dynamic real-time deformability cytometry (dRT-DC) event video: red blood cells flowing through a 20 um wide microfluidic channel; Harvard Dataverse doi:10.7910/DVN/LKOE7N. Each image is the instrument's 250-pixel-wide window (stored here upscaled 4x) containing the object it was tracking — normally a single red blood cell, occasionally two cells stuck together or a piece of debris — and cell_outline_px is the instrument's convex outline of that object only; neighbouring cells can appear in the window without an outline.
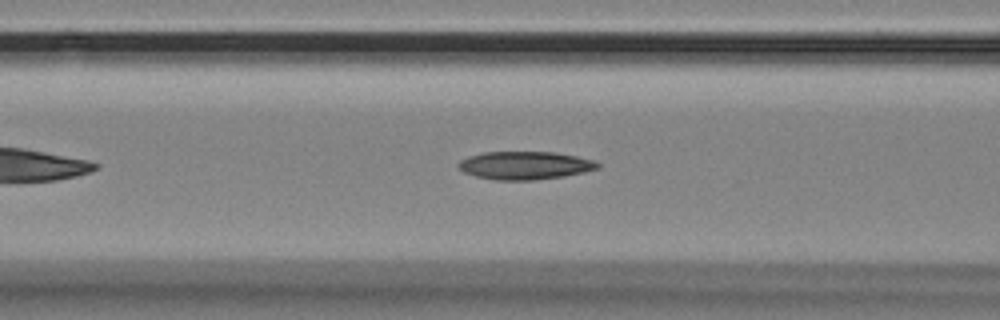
{"species": "Egyptian fruit bat (a non-hibernating species)", "species_latin": "Rousettus aegyptiacus", "temperature_condition": "room temperature", "stored_images_in_passage": 35, "camera_frame_rate_fps": 3000, "um_per_image_px": 0.085, "animal": {"sex": "female"}, "frame": {"image": 1, "passage_image": 11, "time_ms": 3.333, "image_size_px": [1000, 320], "cell_outline_px": [[600, 168], [584, 172], [564, 176], [536, 180], [496, 180], [476, 176], [464, 172], [456, 164], [460, 160], [468, 156], [484, 152], [556, 152], [576, 156], [592, 160], [600, 164]], "centroid_in_image_um": [44.62, 14.06], "position_along_channel_um": 122.0, "area_um2": 22.77}}
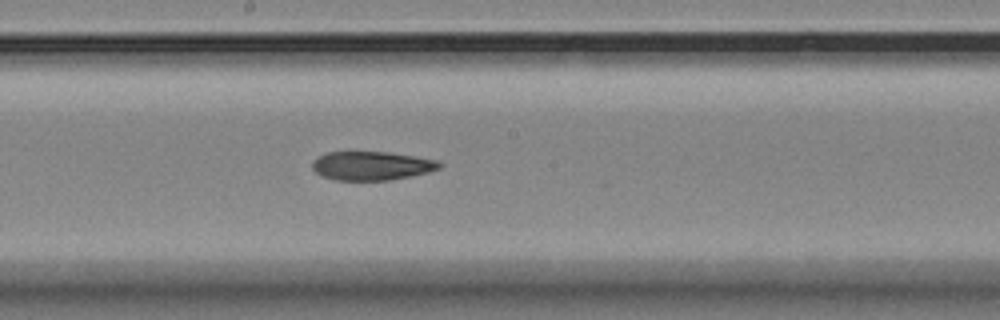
{"frame": {"image": 2, "passage_image": 19, "time_ms": 6.0, "image_size_px": [1000, 320], "cell_outline_px": [[444, 164], [440, 168], [428, 172], [388, 180], [332, 180], [320, 176], [312, 168], [312, 160], [316, 156], [324, 152], [388, 152], [416, 156], [436, 160]], "centroid_in_image_um": [31.53, 14.08], "position_along_channel_um": 216.7, "area_um2": 21.5}}
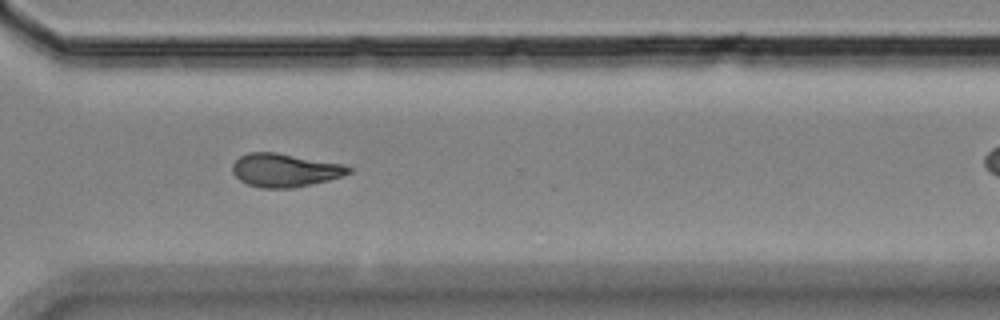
{"frame": {"image": 3, "passage_image": 30, "time_ms": 9.667, "image_size_px": [1000, 320], "cell_outline_px": [[352, 172], [328, 180], [312, 184], [292, 188], [260, 188], [248, 184], [240, 180], [232, 172], [232, 164], [240, 156], [248, 152], [276, 152], [344, 164], [352, 168]], "centroid_in_image_um": [24.2, 14.46], "position_along_channel_um": 346.4, "area_um2": 22.6}}